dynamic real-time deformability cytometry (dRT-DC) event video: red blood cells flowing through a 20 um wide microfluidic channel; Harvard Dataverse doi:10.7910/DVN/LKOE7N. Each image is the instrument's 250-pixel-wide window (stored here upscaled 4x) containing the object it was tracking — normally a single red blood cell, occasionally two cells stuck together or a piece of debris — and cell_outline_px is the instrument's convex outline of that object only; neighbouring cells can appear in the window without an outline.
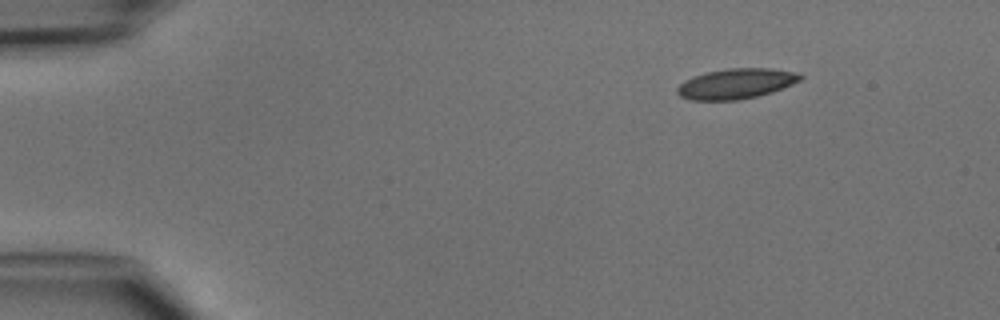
{"species": "common noctule bat (a hibernating species)", "species_latin": "Nyctalus noctula", "temperature_condition": "cold", "stored_images_in_passage": 4, "camera_frame_rate_fps": 3000, "um_per_image_px": 0.085, "animal": {"sex": "male", "body_mass_g": 15.6}, "frame": {"image": 1, "passage_image": 1, "time_ms": 0.0, "image_size_px": [1000, 320], "cell_outline_px": [[804, 76], [800, 80], [792, 84], [772, 92], [740, 100], [688, 100], [680, 96], [676, 92], [676, 88], [684, 80], [692, 76], [708, 72], [728, 68], [772, 68], [800, 72]], "centroid_in_image_um": [62.57, 7.11], "position_along_channel_um": 22.4, "area_um2": 21.91}}
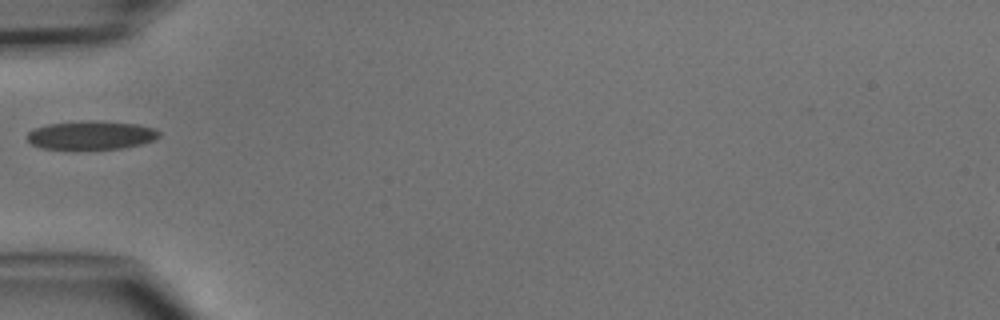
{"frame": {"image": 2, "passage_image": 4, "time_ms": 3.333, "image_size_px": [1000, 320], "cell_outline_px": [[160, 136], [156, 140], [124, 148], [72, 152], [64, 152], [40, 148], [32, 144], [28, 140], [28, 132], [36, 128], [48, 124], [88, 120], [136, 124], [156, 128], [160, 132]], "centroid_in_image_um": [7.73, 11.55], "position_along_channel_um": 77.3, "area_um2": 23.0}}